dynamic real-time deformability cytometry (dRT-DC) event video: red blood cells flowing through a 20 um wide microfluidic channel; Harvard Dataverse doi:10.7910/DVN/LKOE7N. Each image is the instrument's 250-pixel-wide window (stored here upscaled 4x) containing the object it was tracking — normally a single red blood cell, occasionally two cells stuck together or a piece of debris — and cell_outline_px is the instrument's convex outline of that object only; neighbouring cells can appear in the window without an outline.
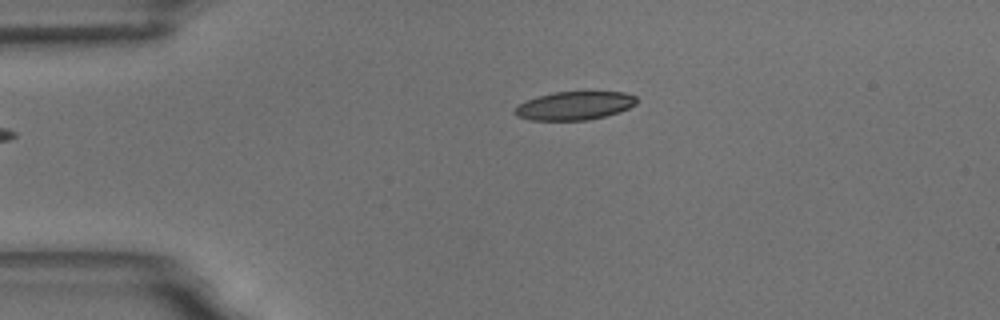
{"species": "common noctule bat (a hibernating species)", "species_latin": "Nyctalus noctula", "temperature_condition": "room temperature", "stored_images_in_passage": 2, "camera_frame_rate_fps": 3000, "um_per_image_px": 0.085, "animal": {"sex": "male", "body_mass_g": 18.8}, "frame": {"image": 1, "passage_image": 1, "time_ms": 0.0, "image_size_px": [1000, 320], "cell_outline_px": [[636, 104], [628, 108], [604, 116], [588, 120], [532, 120], [516, 116], [512, 112], [516, 104], [536, 96], [552, 92], [624, 92], [636, 96]], "centroid_in_image_um": [48.75, 8.98], "position_along_channel_um": 36.2, "area_um2": 20.23}}